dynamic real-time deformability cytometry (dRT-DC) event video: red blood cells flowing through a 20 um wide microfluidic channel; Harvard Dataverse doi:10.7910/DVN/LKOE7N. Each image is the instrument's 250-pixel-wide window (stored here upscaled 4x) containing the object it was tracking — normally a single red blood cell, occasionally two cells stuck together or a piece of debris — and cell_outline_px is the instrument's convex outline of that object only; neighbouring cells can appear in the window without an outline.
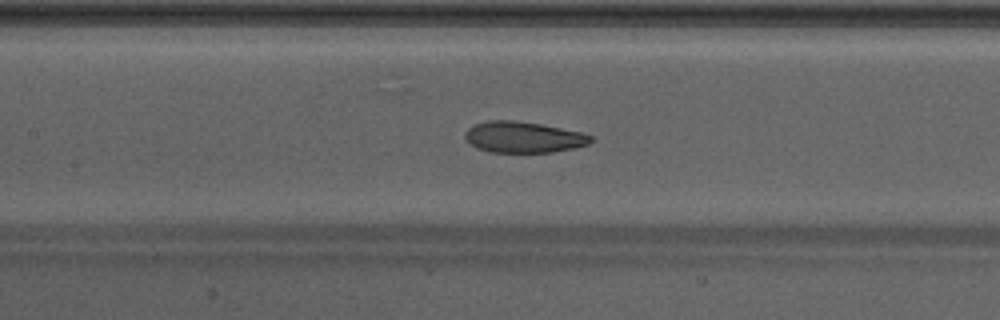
{"species": "Egyptian fruit bat (a non-hibernating species)", "species_latin": "Rousettus aegyptiacus", "temperature_condition": "warm", "stored_images_in_passage": 49, "camera_frame_rate_fps": 3000, "um_per_image_px": 0.085, "animal": {"sex": "male"}, "frame": {"image": 1, "passage_image": 23, "time_ms": 7.333, "image_size_px": [1000, 320], "cell_outline_px": [[592, 140], [588, 144], [572, 148], [552, 152], [488, 152], [476, 148], [464, 140], [464, 132], [468, 128], [476, 124], [488, 120], [512, 120], [540, 124], [580, 132], [592, 136]], "centroid_in_image_um": [44.42, 11.66], "position_along_channel_um": 163.0, "area_um2": 22.72}}
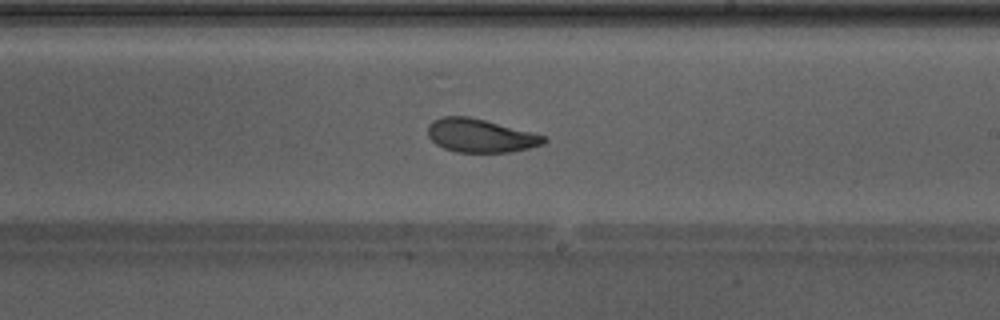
{"frame": {"image": 2, "passage_image": 29, "time_ms": 9.333, "image_size_px": [1000, 320], "cell_outline_px": [[548, 140], [544, 144], [512, 152], [456, 152], [444, 148], [436, 144], [428, 136], [428, 124], [432, 120], [440, 116], [468, 116], [548, 136]], "centroid_in_image_um": [40.84, 11.52], "position_along_channel_um": 248.2, "area_um2": 22.72}}
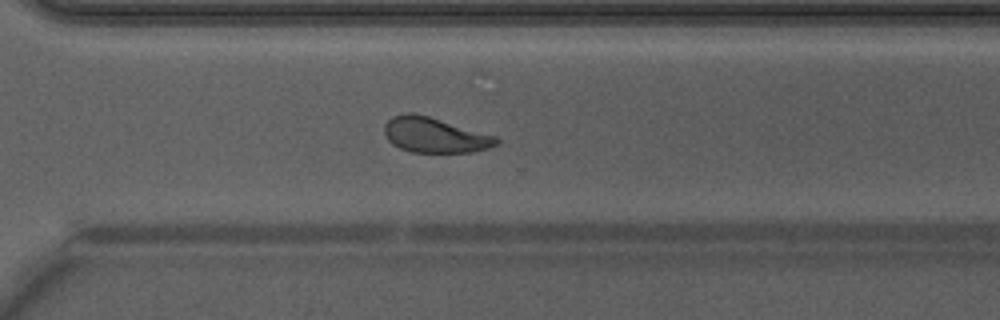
{"frame": {"image": 3, "passage_image": 35, "time_ms": 11.333, "image_size_px": [1000, 320], "cell_outline_px": [[500, 140], [496, 144], [488, 148], [472, 152], [412, 152], [400, 148], [392, 144], [388, 140], [384, 132], [384, 124], [392, 116], [404, 112], [412, 112], [428, 116], [496, 136]], "centroid_in_image_um": [36.91, 11.47], "position_along_channel_um": 333.7, "area_um2": 22.89}, "authors_computed_cell_mechanics": {"area_um2": 24.1026, "velocity_mm_per_s": 4.2863, "shape_relaxation_time_tau1_ms": 9.3784, "shape_relaxation_time_tau2_ms": 2.0086, "deformation_change_tau1": 0.2102, "deformation_change_tau2": 0.0877}}